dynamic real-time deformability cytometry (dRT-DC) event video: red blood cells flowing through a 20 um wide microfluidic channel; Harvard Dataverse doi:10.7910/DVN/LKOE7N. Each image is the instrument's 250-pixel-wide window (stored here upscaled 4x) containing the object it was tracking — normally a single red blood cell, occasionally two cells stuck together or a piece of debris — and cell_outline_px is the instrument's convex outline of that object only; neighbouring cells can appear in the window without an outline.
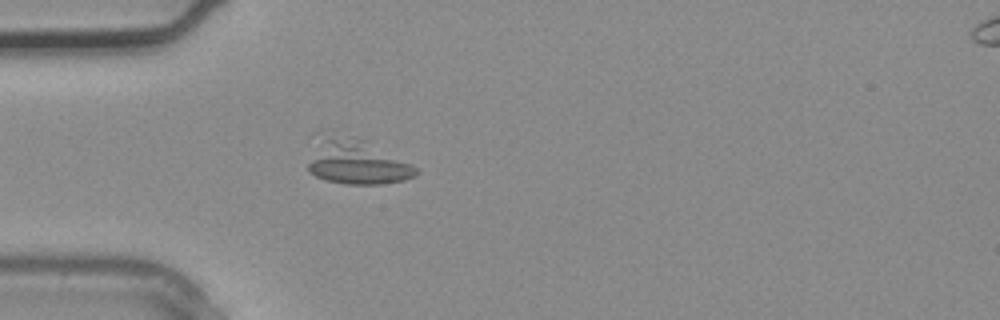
{"species": "common noctule bat (a hibernating species)", "species_latin": "Nyctalus noctula", "temperature_condition": "warm", "stored_images_in_passage": 2, "camera_frame_rate_fps": 3000, "um_per_image_px": 0.085, "animal": {"sex": "male", "body_mass_g": 20.4}, "frame": {"image": 1, "passage_image": 1, "time_ms": 0.0, "image_size_px": [1000, 320], "cell_outline_px": [[420, 172], [416, 176], [404, 180], [380, 184], [348, 184], [328, 180], [316, 176], [308, 172], [308, 136], [316, 128], [328, 128], [356, 136], [412, 164]], "centroid_in_image_um": [30.06, 13.59], "position_along_channel_um": 54.9, "area_um2": 30.52}}